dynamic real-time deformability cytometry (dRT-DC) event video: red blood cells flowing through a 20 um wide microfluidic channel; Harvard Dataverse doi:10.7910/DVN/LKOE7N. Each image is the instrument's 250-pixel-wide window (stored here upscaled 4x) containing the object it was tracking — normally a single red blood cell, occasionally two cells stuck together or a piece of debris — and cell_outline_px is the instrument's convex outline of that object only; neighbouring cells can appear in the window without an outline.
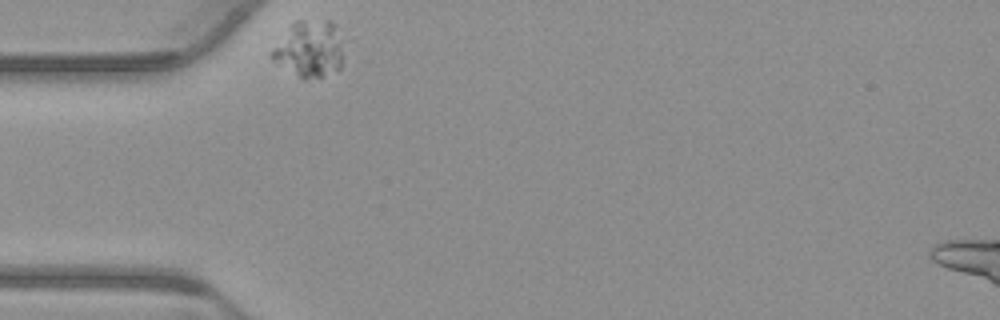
{"species": "common noctule bat (a hibernating species)", "species_latin": "Nyctalus noctula", "temperature_condition": "warm", "stored_images_in_passage": 35, "camera_frame_rate_fps": 3000, "um_per_image_px": 0.085, "animal": {"sex": "male", "body_mass_g": 23.1, "forearm_length_mm": 52.7}, "frame": {"image": 1, "passage_image": 1, "time_ms": 0.0, "image_size_px": [1000, 320], "cell_outline_px": [[340, 68], [320, 76], [304, 80], [272, 60], [268, 56], [292, 20], [332, 20], [340, 48]], "centroid_in_image_um": [26.2, 4.14], "position_along_channel_um": 58.8, "area_um2": 22.95}}
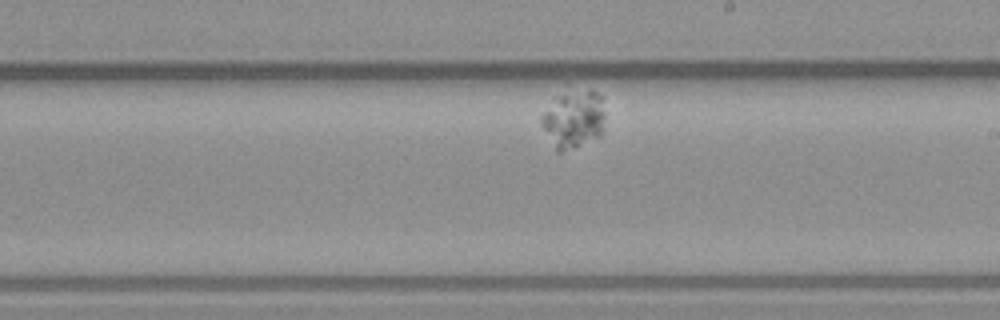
{"frame": {"image": 2, "passage_image": 20, "time_ms": 6.333, "image_size_px": [1000, 320], "cell_outline_px": [[604, 128], [596, 136], [560, 152], [556, 152], [540, 124], [540, 116], [568, 84], [592, 88], [604, 96]], "centroid_in_image_um": [48.76, 9.95], "position_along_channel_um": 240.2, "area_um2": 22.31}}
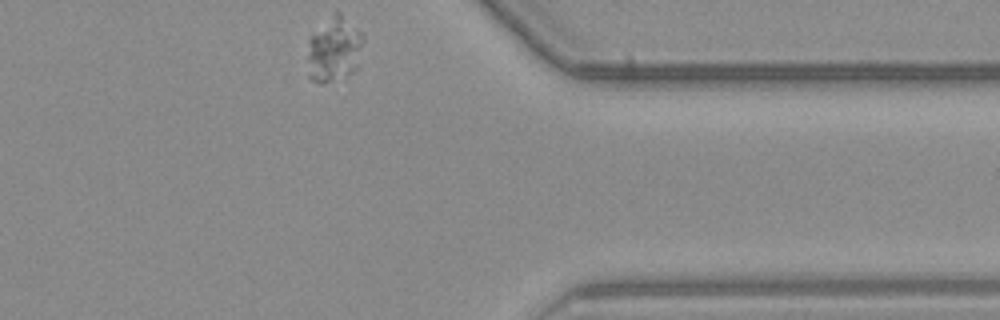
{"frame": {"image": 3, "passage_image": 35, "time_ms": 11.333, "image_size_px": [1000, 320], "cell_outline_px": [[364, 40], [356, 68], [344, 80], [324, 84], [320, 84], [308, 80], [308, 40], [336, 12], [340, 12], [364, 36]], "centroid_in_image_um": [28.4, 4.31], "position_along_channel_um": 383.0, "area_um2": 21.15}}